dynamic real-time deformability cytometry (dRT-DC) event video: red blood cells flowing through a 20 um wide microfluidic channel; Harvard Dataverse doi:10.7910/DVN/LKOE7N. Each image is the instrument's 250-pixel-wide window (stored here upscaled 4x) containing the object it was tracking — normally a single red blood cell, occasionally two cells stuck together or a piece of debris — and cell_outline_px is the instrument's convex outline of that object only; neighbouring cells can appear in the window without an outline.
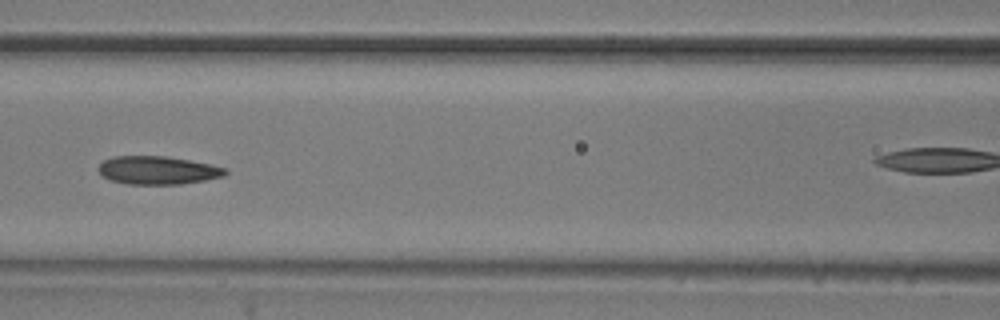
{"species": "common noctule bat (a hibernating species)", "species_latin": "Nyctalus noctula", "temperature_condition": "room temperature", "stored_images_in_passage": 11, "camera_frame_rate_fps": 3000, "um_per_image_px": 0.085, "animal": {"sex": "male", "body_mass_g": 20.5, "forearm_length_mm": 52.5}, "frame": {"image": 1, "passage_image": 6, "time_ms": 1.667, "image_size_px": [1000, 320], "cell_outline_px": [[228, 172], [224, 176], [204, 180], [180, 184], [128, 184], [108, 180], [100, 176], [96, 168], [104, 160], [112, 156], [164, 156], [212, 164], [228, 168]], "centroid_in_image_um": [13.37, 14.47], "position_along_channel_um": 153.2, "area_um2": 21.1}}
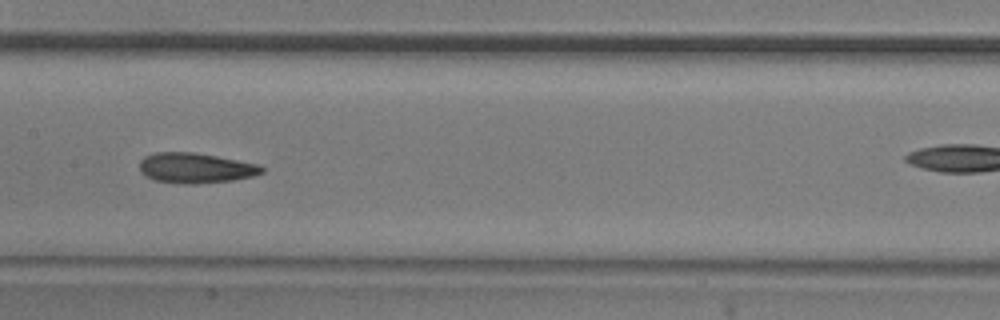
{"frame": {"image": 2, "passage_image": 7, "time_ms": 2.0, "image_size_px": [1000, 320], "cell_outline_px": [[264, 172], [252, 176], [232, 180], [196, 184], [184, 184], [156, 180], [144, 176], [140, 172], [140, 160], [144, 156], [156, 152], [192, 152], [216, 156], [260, 164], [264, 168]], "centroid_in_image_um": [16.61, 14.28], "position_along_channel_um": 190.8, "area_um2": 21.56}}
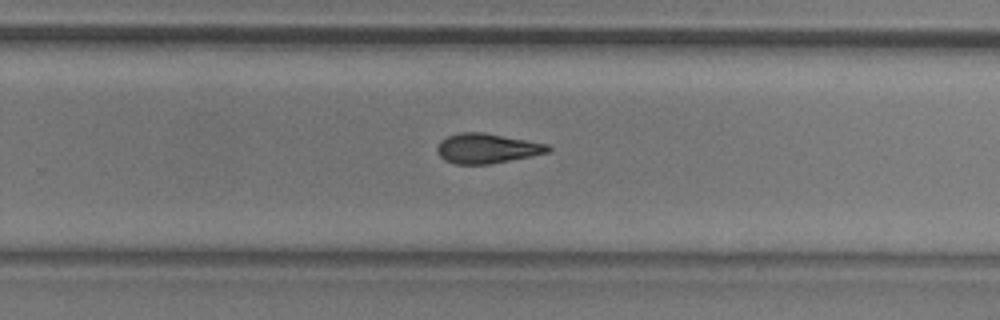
{"frame": {"image": 3, "passage_image": 10, "time_ms": 3.0, "image_size_px": [1000, 320], "cell_outline_px": [[552, 148], [548, 152], [488, 164], [456, 164], [444, 160], [436, 152], [436, 148], [440, 140], [448, 136], [460, 132], [484, 132], [548, 144]], "centroid_in_image_um": [41.34, 12.6], "position_along_channel_um": 288.5, "area_um2": 19.13}}